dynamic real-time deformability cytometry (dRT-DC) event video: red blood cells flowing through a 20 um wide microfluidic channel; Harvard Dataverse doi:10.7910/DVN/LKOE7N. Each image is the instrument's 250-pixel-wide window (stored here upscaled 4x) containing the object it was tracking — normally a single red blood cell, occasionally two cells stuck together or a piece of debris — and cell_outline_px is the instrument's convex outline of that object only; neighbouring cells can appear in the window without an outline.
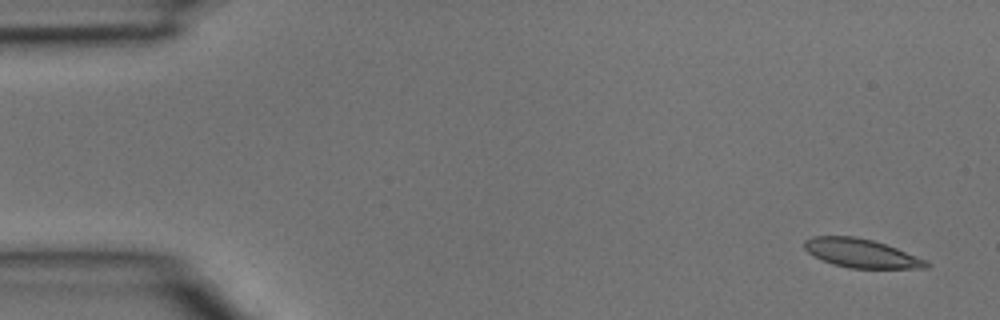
{"species": "common noctule bat (a hibernating species)", "species_latin": "Nyctalus noctula", "temperature_condition": "room temperature", "stored_images_in_passage": 5, "camera_frame_rate_fps": 3000, "um_per_image_px": 0.085, "animal": {"sex": "male", "body_mass_g": 15.6}, "frame": {"image": 1, "passage_image": 1, "time_ms": 0.0, "image_size_px": [1000, 320], "cell_outline_px": [[932, 264], [928, 268], [848, 268], [832, 264], [808, 252], [804, 248], [804, 240], [812, 236], [856, 236], [872, 240], [896, 248], [928, 260]], "centroid_in_image_um": [73.23, 21.53], "position_along_channel_um": 11.8, "area_um2": 20.4}}